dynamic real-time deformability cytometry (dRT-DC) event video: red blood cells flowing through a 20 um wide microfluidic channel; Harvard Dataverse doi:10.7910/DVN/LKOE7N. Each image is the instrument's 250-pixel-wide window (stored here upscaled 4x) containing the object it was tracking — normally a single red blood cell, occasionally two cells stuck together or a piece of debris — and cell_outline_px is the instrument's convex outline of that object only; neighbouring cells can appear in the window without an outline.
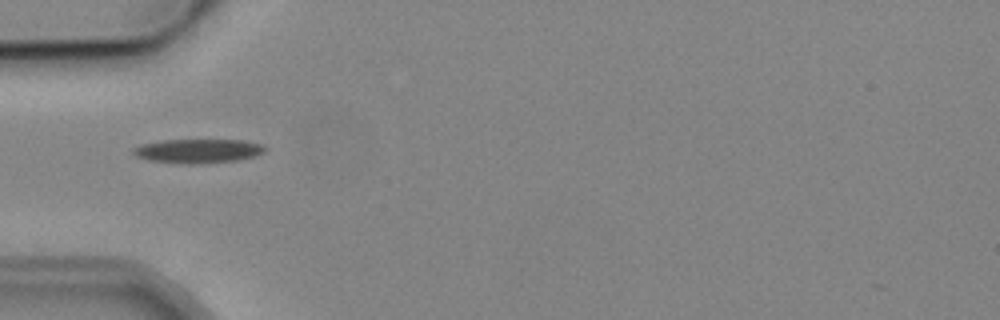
{"species": "common noctule bat (a hibernating species)", "species_latin": "Nyctalus noctula", "temperature_condition": "cold", "stored_images_in_passage": 1, "camera_frame_rate_fps": 3000, "um_per_image_px": 0.085, "animal": {"sex": "male", "body_mass_g": 19.2, "forearm_length_mm": 51.8}, "frame": {"image": 1, "passage_image": 1, "time_ms": 0.0, "image_size_px": [1000, 320], "cell_outline_px": [[268, 148], [264, 152], [256, 156], [236, 160], [200, 164], [180, 164], [148, 160], [136, 156], [132, 152], [132, 148], [140, 144], [160, 140], [244, 140], [264, 144]], "centroid_in_image_um": [16.84, 12.83], "position_along_channel_um": 68.2, "area_um2": 18.84}}